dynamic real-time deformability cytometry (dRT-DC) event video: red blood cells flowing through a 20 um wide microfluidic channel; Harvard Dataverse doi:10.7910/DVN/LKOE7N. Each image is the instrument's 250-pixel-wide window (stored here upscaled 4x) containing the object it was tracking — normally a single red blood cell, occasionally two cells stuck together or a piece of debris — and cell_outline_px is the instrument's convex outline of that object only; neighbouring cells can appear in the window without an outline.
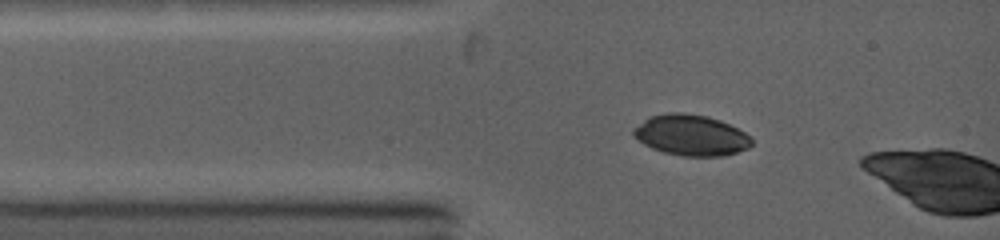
{"species": "common noctule bat (a hibernating species)", "species_latin": "Nyctalus noctula", "temperature_condition": "warm", "stored_images_in_passage": 5, "camera_frame_rate_fps": 5000, "um_per_image_px": 0.085, "animal": {"sex": "female", "body_mass_g": 19.0, "forearm_length_mm": 53.3}, "frame": {"image": 1, "passage_image": 4, "time_ms": 1.0, "image_size_px": [1000, 240], "cell_outline_px": [[752, 144], [748, 148], [724, 156], [684, 156], [664, 152], [652, 148], [644, 144], [632, 136], [632, 128], [644, 120], [652, 116], [668, 112], [684, 112], [708, 116], [720, 120], [744, 132], [752, 140]], "centroid_in_image_um": [58.7, 11.48], "position_along_channel_um": 26.3, "area_um2": 28.09}}